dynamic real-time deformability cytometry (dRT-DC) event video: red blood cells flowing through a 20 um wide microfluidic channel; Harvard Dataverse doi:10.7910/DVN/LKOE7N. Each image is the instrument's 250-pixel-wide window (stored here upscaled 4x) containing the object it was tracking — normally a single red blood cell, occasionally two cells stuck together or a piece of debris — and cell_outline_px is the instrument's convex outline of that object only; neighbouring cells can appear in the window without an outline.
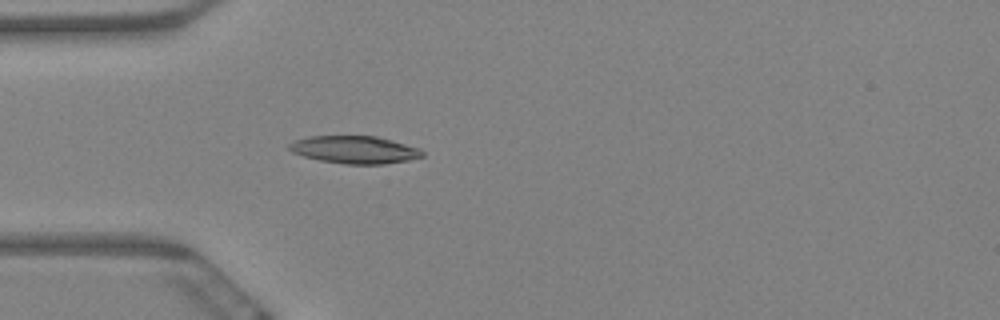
{"species": "Egyptian fruit bat (a non-hibernating species)", "species_latin": "Rousettus aegyptiacus", "temperature_condition": "warm", "stored_images_in_passage": 3, "camera_frame_rate_fps": 3000, "um_per_image_px": 0.085, "animal": {"sex": "female"}, "frame": {"image": 1, "passage_image": 3, "time_ms": 0.667, "image_size_px": [1000, 320], "cell_outline_px": [[424, 156], [408, 160], [384, 164], [344, 164], [320, 160], [304, 156], [292, 152], [288, 148], [288, 144], [296, 140], [312, 136], [376, 136], [392, 140], [420, 148], [424, 152]], "centroid_in_image_um": [30.17, 12.72], "position_along_channel_um": 54.8, "area_um2": 21.33}}